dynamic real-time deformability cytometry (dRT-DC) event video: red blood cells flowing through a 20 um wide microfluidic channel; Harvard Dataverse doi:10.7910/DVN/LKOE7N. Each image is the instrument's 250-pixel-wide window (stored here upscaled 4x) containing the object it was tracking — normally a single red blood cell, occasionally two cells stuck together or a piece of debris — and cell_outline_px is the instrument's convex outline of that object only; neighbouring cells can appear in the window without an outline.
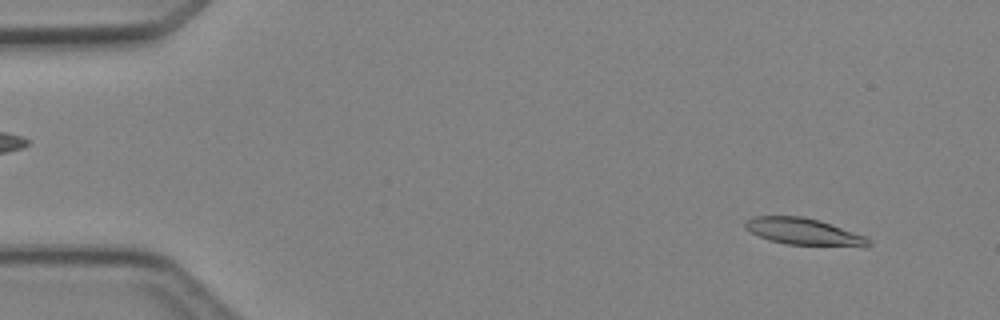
{"species": "Egyptian fruit bat (a non-hibernating species)", "species_latin": "Rousettus aegyptiacus", "temperature_condition": "cold", "stored_images_in_passage": 4, "camera_frame_rate_fps": 3000, "um_per_image_px": 0.085, "animal": {"sex": "female"}, "frame": {"image": 1, "passage_image": 1, "time_ms": 0.0, "image_size_px": [1000, 320], "cell_outline_px": [[872, 244], [868, 248], [864, 248], [784, 244], [768, 240], [744, 228], [744, 224], [752, 216], [804, 216], [820, 220], [868, 236]], "centroid_in_image_um": [68.44, 19.72], "position_along_channel_um": 16.6, "area_um2": 19.94}}
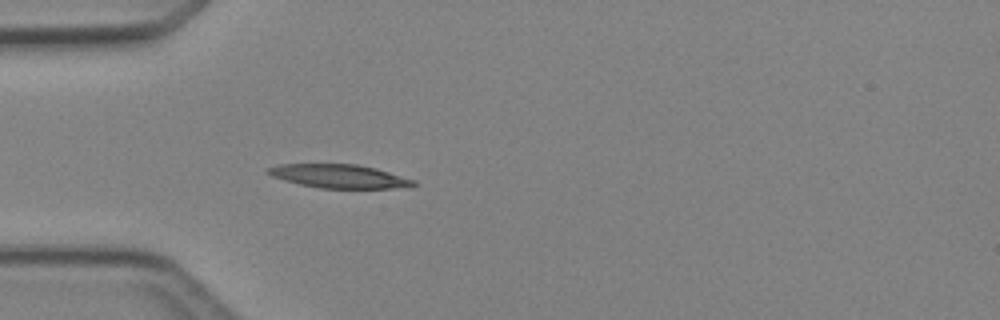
{"frame": {"image": 2, "passage_image": 4, "time_ms": 3.333, "image_size_px": [1000, 320], "cell_outline_px": [[416, 184], [392, 188], [320, 188], [300, 184], [284, 180], [272, 176], [264, 172], [268, 168], [280, 164], [356, 164], [376, 168], [416, 180]], "centroid_in_image_um": [28.79, 14.97], "position_along_channel_um": 56.2, "area_um2": 19.83}}